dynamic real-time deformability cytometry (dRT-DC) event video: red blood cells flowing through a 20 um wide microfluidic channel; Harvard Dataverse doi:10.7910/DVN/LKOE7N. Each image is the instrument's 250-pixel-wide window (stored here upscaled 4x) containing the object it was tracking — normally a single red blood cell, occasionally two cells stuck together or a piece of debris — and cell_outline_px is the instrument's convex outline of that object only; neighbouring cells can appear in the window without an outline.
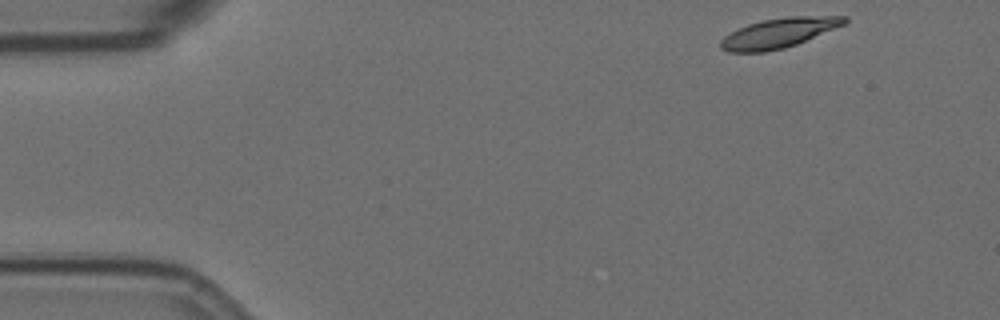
{"species": "Egyptian fruit bat (a non-hibernating species)", "species_latin": "Rousettus aegyptiacus", "temperature_condition": "room temperature", "stored_images_in_passage": 15, "camera_frame_rate_fps": 3000, "um_per_image_px": 0.085, "animal": {"sex": "female"}, "frame": {"image": 1, "passage_image": 1, "time_ms": 0.0, "image_size_px": [1000, 320], "cell_outline_px": [[848, 20], [844, 24], [796, 44], [784, 48], [764, 52], [728, 52], [720, 48], [720, 40], [724, 36], [748, 24], [764, 20], [788, 16], [848, 16]], "centroid_in_image_um": [66.17, 2.8], "position_along_channel_um": 18.8, "area_um2": 21.15}}
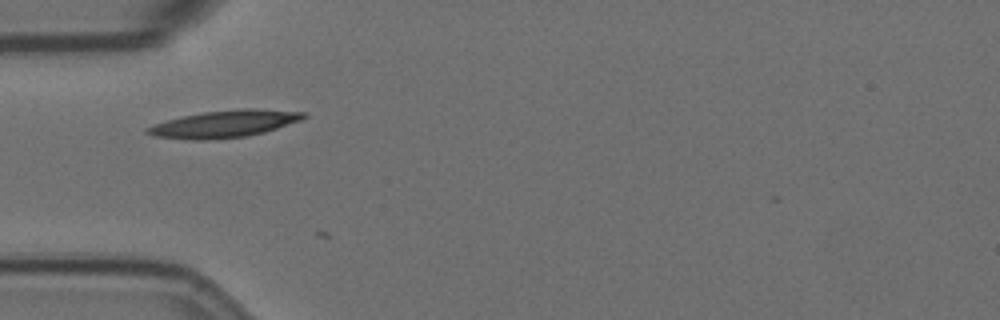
{"frame": {"image": 2, "passage_image": 13, "time_ms": 4.0, "image_size_px": [1000, 320], "cell_outline_px": [[308, 116], [300, 120], [264, 132], [248, 136], [208, 140], [184, 140], [152, 136], [144, 132], [144, 128], [168, 120], [184, 116], [204, 112], [240, 108], [252, 108], [308, 112]], "centroid_in_image_um": [19.06, 10.54], "position_along_channel_um": 65.9, "area_um2": 24.8}}